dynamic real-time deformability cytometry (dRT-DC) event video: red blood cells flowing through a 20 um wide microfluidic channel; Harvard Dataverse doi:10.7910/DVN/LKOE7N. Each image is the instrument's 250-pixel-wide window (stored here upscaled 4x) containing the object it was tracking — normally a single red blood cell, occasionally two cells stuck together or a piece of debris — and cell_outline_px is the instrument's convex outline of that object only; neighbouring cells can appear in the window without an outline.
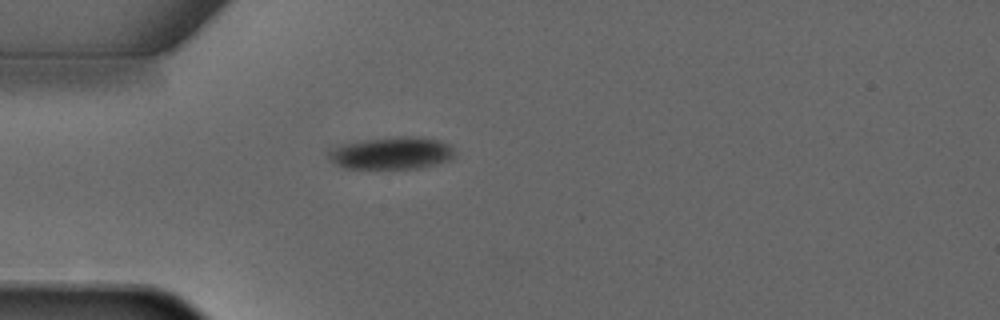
{"species": "common noctule bat (a hibernating species)", "species_latin": "Nyctalus noctula", "temperature_condition": "warm", "stored_images_in_passage": 1, "camera_frame_rate_fps": 3000, "um_per_image_px": 0.085, "animal": {"sex": "male", "forearm_length_mm": 52.5}, "frame": {"image": 1, "passage_image": 1, "time_ms": 0.0, "image_size_px": [1000, 320], "cell_outline_px": [[456, 156], [452, 160], [420, 168], [344, 168], [336, 164], [328, 156], [328, 152], [332, 148], [344, 144], [364, 140], [400, 136], [420, 136], [440, 140], [452, 144], [456, 152]], "centroid_in_image_um": [33.4, 13.0], "position_along_channel_um": 51.6, "area_um2": 23.99}}